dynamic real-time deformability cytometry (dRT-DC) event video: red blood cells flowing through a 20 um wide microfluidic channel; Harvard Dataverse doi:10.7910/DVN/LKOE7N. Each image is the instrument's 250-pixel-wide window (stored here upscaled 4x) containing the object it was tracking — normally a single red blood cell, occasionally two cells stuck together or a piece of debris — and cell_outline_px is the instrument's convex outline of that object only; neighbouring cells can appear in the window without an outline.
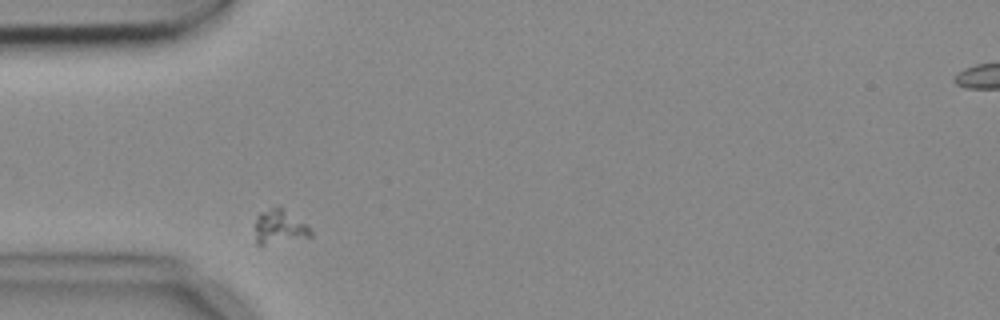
{"species": "common noctule bat (a hibernating species)", "species_latin": "Nyctalus noctula", "temperature_condition": "cold", "stored_images_in_passage": 3, "camera_frame_rate_fps": 3000, "um_per_image_px": 0.085, "animal": {"sex": "female", "body_mass_g": 18.4}, "frame": {"image": 1, "passage_image": 1, "time_ms": 0.0, "image_size_px": [1000, 320], "cell_outline_px": [[312, 236], [260, 244], [256, 244], [256, 216], [260, 212], [272, 208], [280, 208], [308, 224], [312, 232]], "centroid_in_image_um": [23.76, 19.27], "position_along_channel_um": 61.2, "area_um2": 10.52}}
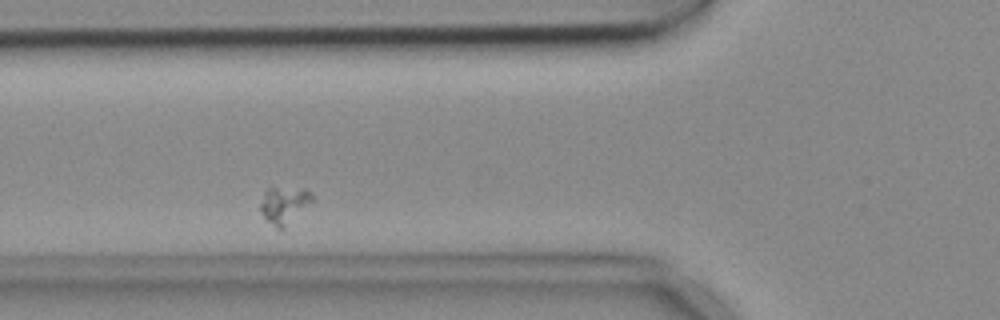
{"frame": {"image": 2, "passage_image": 2, "time_ms": 0.333, "image_size_px": [1000, 320], "cell_outline_px": [[312, 200], [284, 228], [276, 228], [260, 212], [260, 204], [264, 192], [272, 184], [304, 188], [312, 192]], "centroid_in_image_um": [24.12, 17.32], "position_along_channel_um": 101.7, "area_um2": 11.33}}